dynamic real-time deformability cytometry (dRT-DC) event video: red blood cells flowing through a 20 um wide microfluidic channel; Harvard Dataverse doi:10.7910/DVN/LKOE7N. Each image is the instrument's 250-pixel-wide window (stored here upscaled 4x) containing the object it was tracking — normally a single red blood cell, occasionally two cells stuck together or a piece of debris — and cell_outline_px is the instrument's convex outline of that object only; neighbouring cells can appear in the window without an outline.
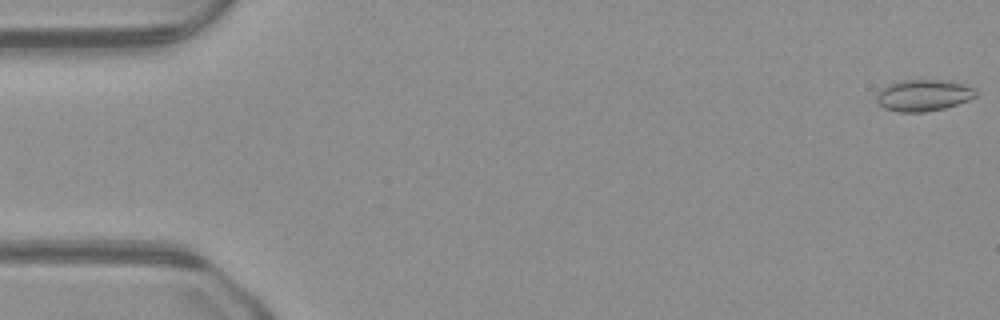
{"species": "common noctule bat (a hibernating species)", "species_latin": "Nyctalus noctula", "temperature_condition": "warm", "stored_images_in_passage": 50, "camera_frame_rate_fps": 3000, "um_per_image_px": 0.085, "animal": {"sex": "male", "body_mass_g": 23.1, "forearm_length_mm": 52.7}, "frame": {"image": 1, "passage_image": 1, "time_ms": 0.0, "image_size_px": [1000, 320], "cell_outline_px": [[976, 96], [968, 100], [944, 108], [924, 112], [900, 112], [884, 108], [876, 100], [876, 92], [888, 84], [904, 80], [952, 80], [976, 88]], "centroid_in_image_um": [78.5, 8.09], "position_along_channel_um": 6.5, "area_um2": 18.32}}
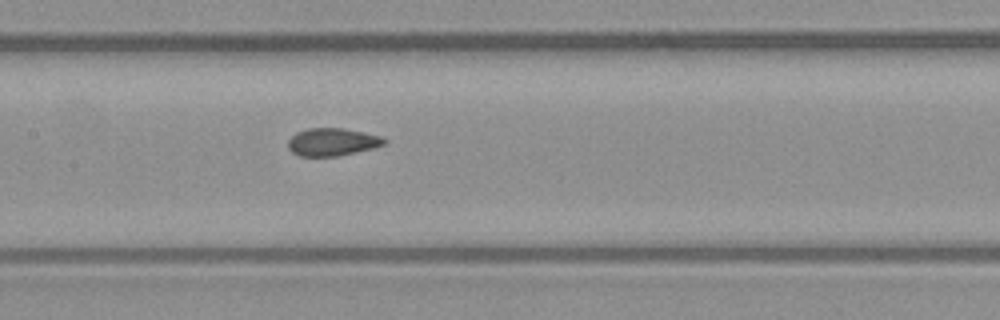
{"frame": {"image": 2, "passage_image": 24, "time_ms": 7.667, "image_size_px": [1000, 320], "cell_outline_px": [[388, 144], [376, 148], [336, 156], [300, 156], [292, 152], [288, 148], [288, 140], [296, 132], [308, 128], [340, 128], [364, 132], [384, 136], [388, 140]], "centroid_in_image_um": [28.31, 12.06], "position_along_channel_um": 179.1, "area_um2": 15.78}}
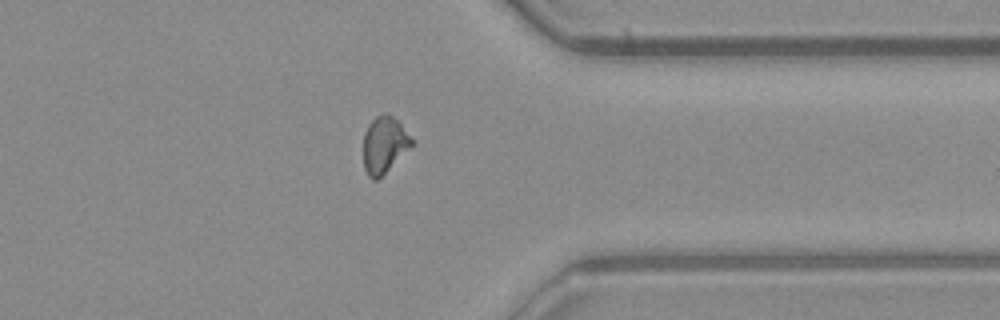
{"frame": {"image": 3, "passage_image": 39, "time_ms": 12.667, "image_size_px": [1000, 320], "cell_outline_px": [[416, 140], [376, 180], [372, 180], [368, 176], [364, 168], [364, 132], [368, 124], [376, 116], [384, 112], [392, 116]], "centroid_in_image_um": [32.65, 12.26], "position_along_channel_um": 378.8, "area_um2": 15.55}}